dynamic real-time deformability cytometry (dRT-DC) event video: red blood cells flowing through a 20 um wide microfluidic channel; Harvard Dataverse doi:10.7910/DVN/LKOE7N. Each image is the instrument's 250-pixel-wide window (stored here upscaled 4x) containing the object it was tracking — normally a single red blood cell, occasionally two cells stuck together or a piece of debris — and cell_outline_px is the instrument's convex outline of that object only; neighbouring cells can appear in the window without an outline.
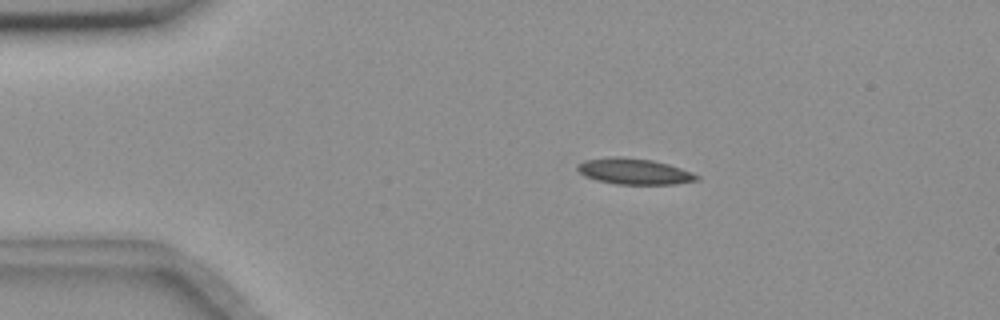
{"species": "common noctule bat (a hibernating species)", "species_latin": "Nyctalus noctula", "temperature_condition": "room temperature", "stored_images_in_passage": 6, "camera_frame_rate_fps": 3000, "um_per_image_px": 0.085, "animal": {"sex": "female", "body_mass_g": 18.4}, "frame": {"image": 1, "passage_image": 3, "time_ms": 2.333, "image_size_px": [1000, 320], "cell_outline_px": [[700, 180], [672, 184], [616, 184], [596, 180], [584, 176], [576, 168], [576, 164], [584, 160], [612, 156], [620, 156], [652, 160], [668, 164], [692, 172], [700, 176]], "centroid_in_image_um": [53.88, 14.56], "position_along_channel_um": 31.1, "area_um2": 18.15}}
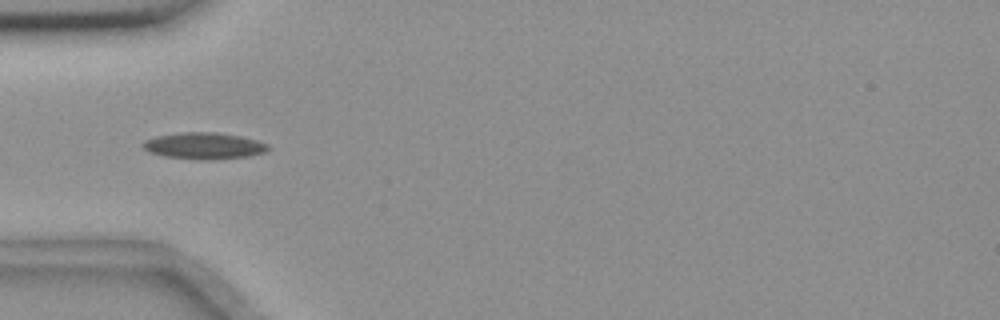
{"frame": {"image": 2, "passage_image": 5, "time_ms": 4.667, "image_size_px": [1000, 320], "cell_outline_px": [[272, 148], [264, 152], [248, 156], [200, 160], [164, 156], [148, 152], [140, 144], [144, 140], [156, 136], [184, 132], [216, 132], [240, 136], [256, 140], [268, 144]], "centroid_in_image_um": [17.32, 12.39], "position_along_channel_um": 67.7, "area_um2": 19.31}}